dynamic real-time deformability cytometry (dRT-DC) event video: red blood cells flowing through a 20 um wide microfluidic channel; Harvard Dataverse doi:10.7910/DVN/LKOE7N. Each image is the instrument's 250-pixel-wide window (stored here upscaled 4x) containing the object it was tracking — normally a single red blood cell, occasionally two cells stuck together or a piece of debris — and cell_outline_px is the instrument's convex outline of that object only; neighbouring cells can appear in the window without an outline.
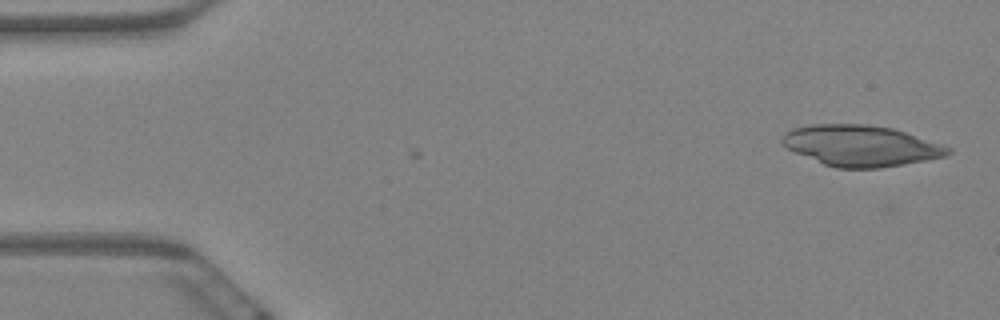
{"species": "Egyptian fruit bat (a non-hibernating species)", "species_latin": "Rousettus aegyptiacus", "temperature_condition": "warm", "stored_images_in_passage": 11, "camera_frame_rate_fps": 3000, "um_per_image_px": 0.085, "animal": {"sex": "female"}, "frame": {"image": 1, "passage_image": 1, "time_ms": 0.0, "image_size_px": [1000, 320], "cell_outline_px": [[952, 152], [944, 156], [904, 164], [880, 168], [836, 168], [824, 164], [796, 152], [788, 148], [780, 140], [784, 132], [792, 128], [812, 124], [868, 124], [892, 128], [952, 148]], "centroid_in_image_um": [73.14, 12.38], "position_along_channel_um": 11.9, "area_um2": 39.19}}